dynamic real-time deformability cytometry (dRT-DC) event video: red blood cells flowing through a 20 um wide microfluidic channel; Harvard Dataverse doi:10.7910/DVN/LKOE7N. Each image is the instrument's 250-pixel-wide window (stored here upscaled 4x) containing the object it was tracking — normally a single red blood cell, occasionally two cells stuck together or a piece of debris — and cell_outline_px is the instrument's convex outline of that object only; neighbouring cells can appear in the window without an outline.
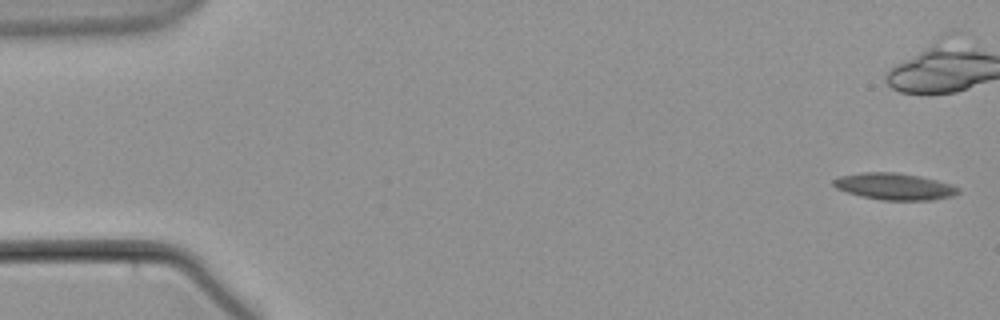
{"species": "common noctule bat (a hibernating species)", "species_latin": "Nyctalus noctula", "temperature_condition": "warm", "stored_images_in_passage": 23, "camera_frame_rate_fps": 3000, "um_per_image_px": 0.085, "animal": {"sex": "male", "body_mass_g": 21.5, "forearm_length_mm": 52.0}, "frame": {"image": 1, "passage_image": 1, "time_ms": 0.0, "image_size_px": [1000, 320], "cell_outline_px": [[960, 192], [952, 196], [932, 200], [880, 200], [860, 196], [836, 188], [832, 184], [832, 180], [840, 176], [864, 172], [896, 172], [920, 176], [952, 184], [960, 188]], "centroid_in_image_um": [76.04, 15.85], "position_along_channel_um": 9.0, "area_um2": 19.48}}